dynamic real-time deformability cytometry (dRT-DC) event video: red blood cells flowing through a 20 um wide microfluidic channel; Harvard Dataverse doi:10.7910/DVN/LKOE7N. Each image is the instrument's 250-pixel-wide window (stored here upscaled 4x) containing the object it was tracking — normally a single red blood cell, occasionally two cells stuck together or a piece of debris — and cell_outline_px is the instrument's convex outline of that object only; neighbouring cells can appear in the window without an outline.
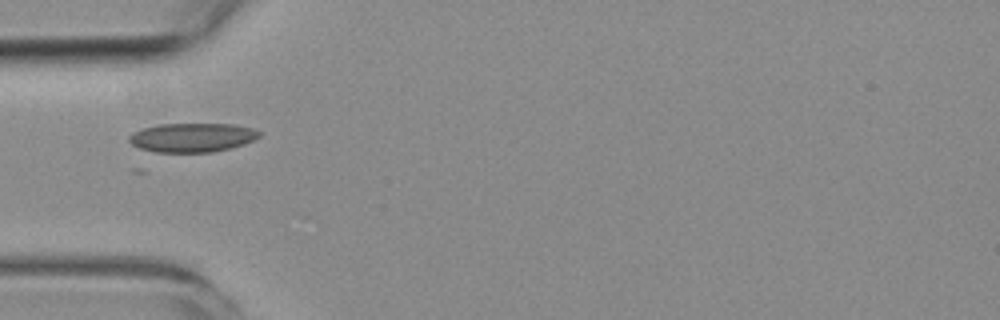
{"species": "common noctule bat (a hibernating species)", "species_latin": "Nyctalus noctula", "temperature_condition": "room temperature", "stored_images_in_passage": 6, "camera_frame_rate_fps": 3000, "um_per_image_px": 0.085, "animal": {"sex": "female", "body_mass_g": 19.3, "forearm_length_mm": 54.1}, "frame": {"image": 1, "passage_image": 1, "time_ms": 0.0, "image_size_px": [1000, 320], "cell_outline_px": [[260, 136], [244, 144], [212, 152], [156, 152], [140, 148], [132, 144], [128, 140], [128, 136], [132, 132], [144, 128], [160, 124], [232, 124], [252, 128], [260, 132]], "centroid_in_image_um": [16.31, 11.68], "position_along_channel_um": 68.7, "area_um2": 21.85}}
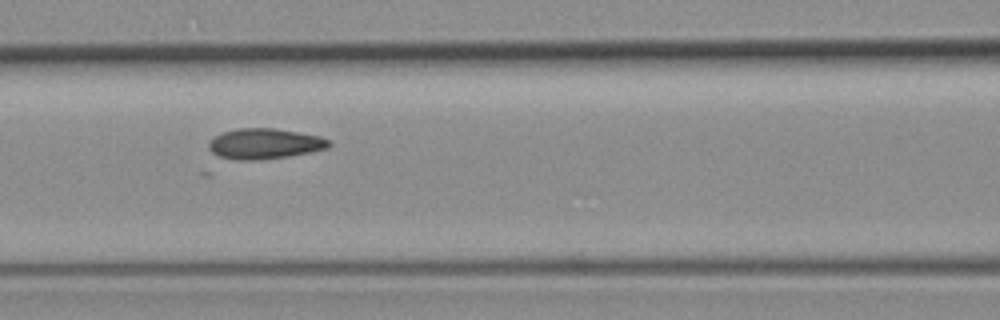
{"frame": {"image": 2, "passage_image": 3, "time_ms": 2.0, "image_size_px": [1000, 320], "cell_outline_px": [[332, 144], [328, 148], [288, 156], [256, 160], [236, 160], [220, 156], [212, 152], [208, 148], [208, 140], [220, 132], [236, 128], [276, 128], [320, 136], [332, 140]], "centroid_in_image_um": [22.47, 12.2], "position_along_channel_um": 144.1, "area_um2": 21.56}}
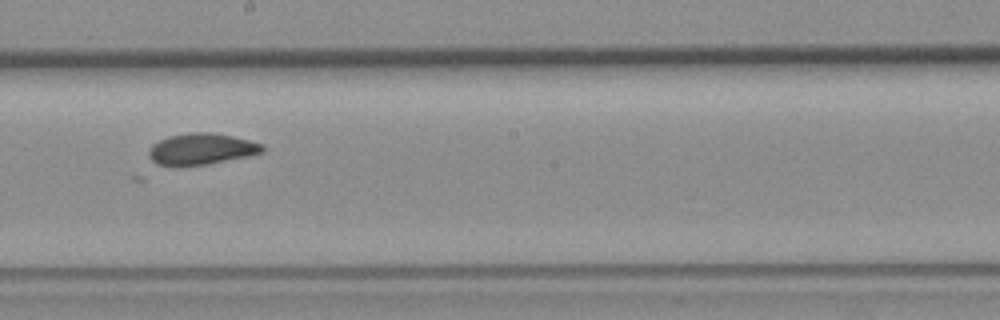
{"frame": {"image": 3, "passage_image": 5, "time_ms": 4.333, "image_size_px": [1000, 320], "cell_outline_px": [[264, 152], [248, 156], [208, 164], [156, 164], [148, 156], [148, 152], [152, 144], [168, 136], [192, 132], [212, 132], [232, 136], [264, 144]], "centroid_in_image_um": [17.15, 12.64], "position_along_channel_um": 231.1, "area_um2": 20.4}}